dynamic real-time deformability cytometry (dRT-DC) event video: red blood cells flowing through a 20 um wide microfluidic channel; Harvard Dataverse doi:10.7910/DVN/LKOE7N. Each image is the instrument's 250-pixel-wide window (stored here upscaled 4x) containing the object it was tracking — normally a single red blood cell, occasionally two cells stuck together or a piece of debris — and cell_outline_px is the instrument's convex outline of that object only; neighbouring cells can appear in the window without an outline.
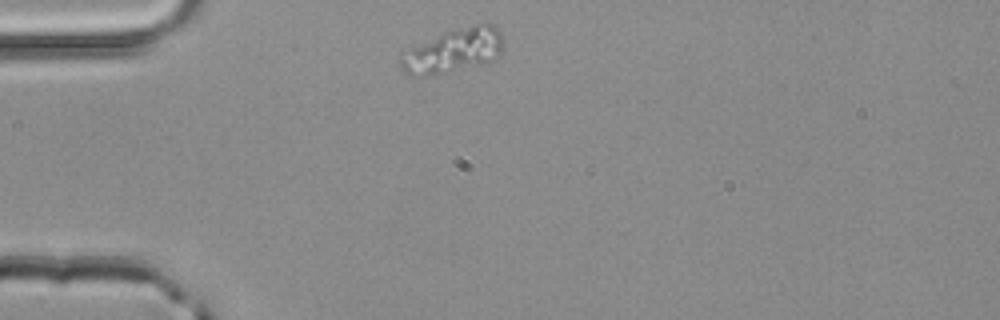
{"species": "common noctule bat (a hibernating species)", "species_latin": "Nyctalus noctula", "temperature_condition": "room temperature", "stored_images_in_passage": 39, "camera_frame_rate_fps": 3000, "um_per_image_px": 0.085, "animal": {"sex": "male", "body_mass_g": 20.4}, "frame": {"image": 1, "passage_image": 1, "time_ms": 0.0, "image_size_px": [1000, 320], "cell_outline_px": [[504, 48], [496, 56], [480, 64], [444, 72], [424, 76], [408, 76], [400, 68], [400, 52], [408, 48], [444, 32], [484, 24], [492, 24], [500, 32]], "centroid_in_image_um": [38.44, 4.32], "position_along_channel_um": 46.6, "area_um2": 25.72}}
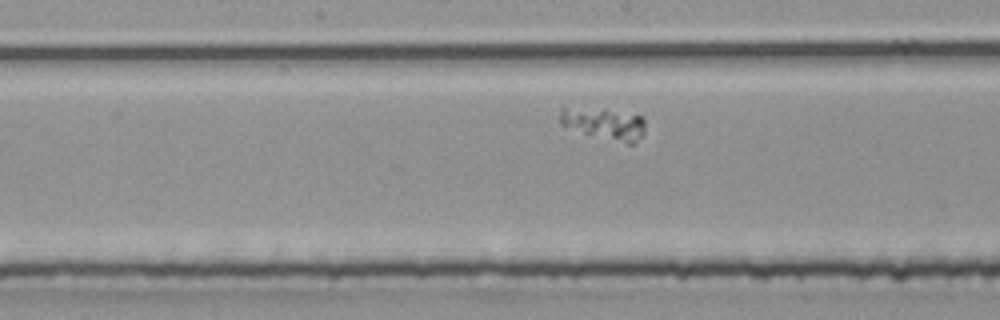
{"frame": {"image": 2, "passage_image": 14, "time_ms": 4.333, "image_size_px": [1000, 320], "cell_outline_px": [[644, 132], [636, 144], [628, 144], [584, 132], [560, 124], [560, 108], [564, 104], [604, 108], [644, 116]], "centroid_in_image_um": [51.32, 10.43], "position_along_channel_um": 196.9, "area_um2": 16.3}}
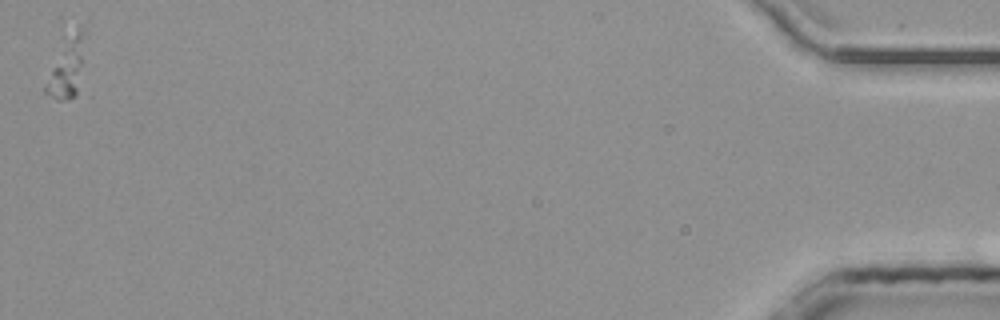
{"frame": {"image": 3, "passage_image": 39, "time_ms": 12.667, "image_size_px": [1000, 320], "cell_outline_px": [[84, 60], [76, 96], [68, 100], [56, 100], [44, 92], [44, 84], [64, 36], [80, 28]], "centroid_in_image_um": [5.63, 5.83], "position_along_channel_um": 429.6, "area_um2": 13.53}}